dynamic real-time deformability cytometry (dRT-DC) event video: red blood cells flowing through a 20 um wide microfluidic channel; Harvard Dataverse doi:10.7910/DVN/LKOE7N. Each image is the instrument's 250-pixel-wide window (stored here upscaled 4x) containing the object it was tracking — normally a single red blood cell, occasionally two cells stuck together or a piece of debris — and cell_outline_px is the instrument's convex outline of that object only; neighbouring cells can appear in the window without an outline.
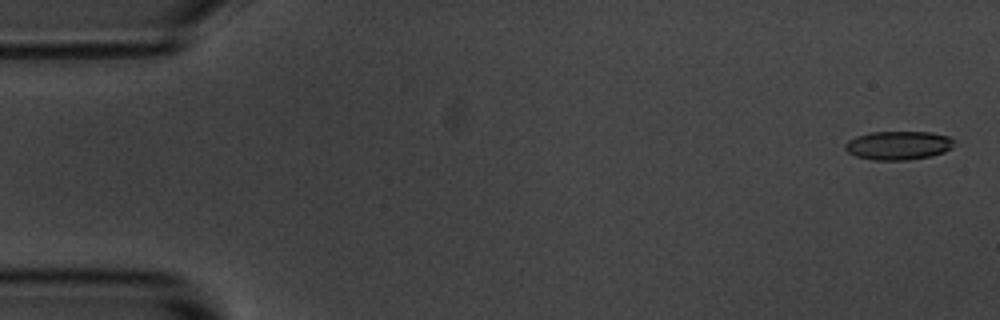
{"species": "common noctule bat (a hibernating species)", "species_latin": "Nyctalus noctula", "temperature_condition": "room temperature", "stored_images_in_passage": 5, "camera_frame_rate_fps": 3000, "um_per_image_px": 0.085, "animal": {"sex": "male", "body_mass_g": 20.1, "forearm_length_mm": 53.5}, "frame": {"image": 1, "passage_image": 1, "time_ms": 0.0, "image_size_px": [1000, 320], "cell_outline_px": [[956, 140], [952, 148], [944, 152], [932, 156], [908, 160], [872, 160], [856, 156], [848, 152], [844, 148], [844, 144], [848, 140], [856, 136], [872, 132], [932, 132], [948, 136]], "centroid_in_image_um": [76.38, 12.36], "position_along_channel_um": 8.6, "area_um2": 18.44}}
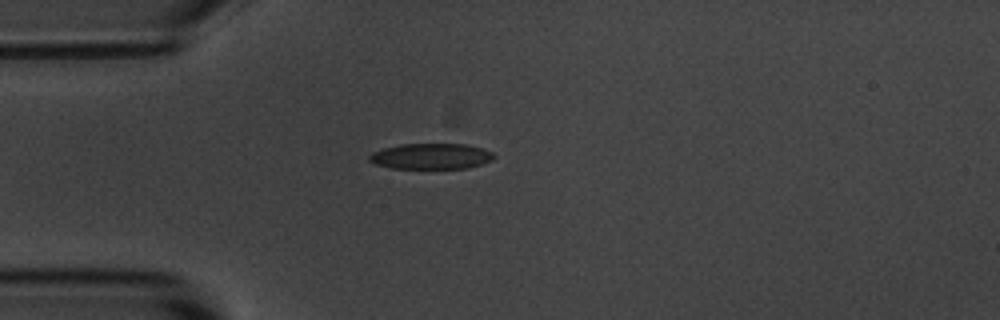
{"frame": {"image": 2, "passage_image": 4, "time_ms": 4.333, "image_size_px": [1000, 320], "cell_outline_px": [[496, 156], [492, 160], [468, 168], [392, 168], [376, 164], [368, 160], [368, 156], [372, 152], [384, 148], [400, 144], [468, 144], [492, 152]], "centroid_in_image_um": [36.63, 13.28], "position_along_channel_um": 48.4, "area_um2": 18.61}}